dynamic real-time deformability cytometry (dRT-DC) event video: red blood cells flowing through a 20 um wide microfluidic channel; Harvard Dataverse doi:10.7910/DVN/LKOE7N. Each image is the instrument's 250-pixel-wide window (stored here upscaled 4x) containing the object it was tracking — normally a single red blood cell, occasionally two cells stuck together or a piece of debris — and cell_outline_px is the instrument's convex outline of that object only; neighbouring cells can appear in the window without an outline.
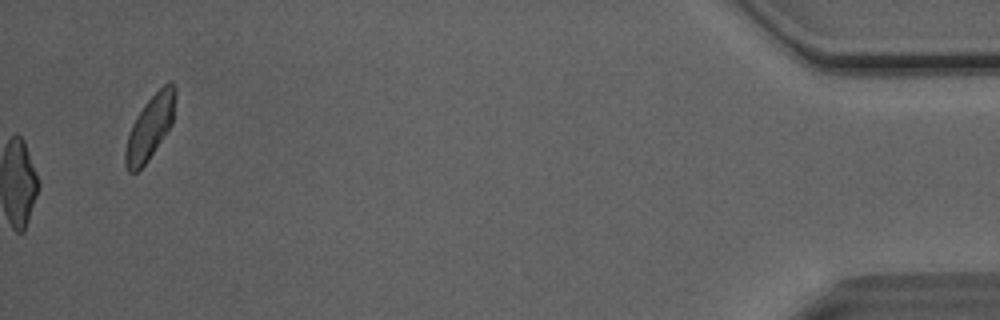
{"species": "Egyptian fruit bat (a non-hibernating species)", "species_latin": "Rousettus aegyptiacus", "temperature_condition": "room temperature", "stored_images_in_passage": 45, "camera_frame_rate_fps": 3000, "um_per_image_px": 0.085, "animal": {"sex": "male"}, "frame": {"image": 1, "passage_image": 45, "time_ms": 14.667, "image_size_px": [1000, 320], "cell_outline_px": [[176, 92], [172, 124], [148, 160], [136, 172], [128, 172], [124, 164], [124, 152], [128, 136], [132, 124], [136, 116], [144, 104], [164, 84], [172, 80], [176, 88]], "centroid_in_image_um": [12.74, 10.81], "position_along_channel_um": 422.5, "area_um2": 18.44}, "authors_computed_cell_mechanics": {"area_um2": 20.9236, "velocity_mm_per_s": 4.0983, "shape_relaxation_time_tau1_ms": 7.2438, "shape_relaxation_time_tau2_ms": 1.5973, "deformation_change_tau1": 0.1861, "deformation_change_tau2": 0.0935}}